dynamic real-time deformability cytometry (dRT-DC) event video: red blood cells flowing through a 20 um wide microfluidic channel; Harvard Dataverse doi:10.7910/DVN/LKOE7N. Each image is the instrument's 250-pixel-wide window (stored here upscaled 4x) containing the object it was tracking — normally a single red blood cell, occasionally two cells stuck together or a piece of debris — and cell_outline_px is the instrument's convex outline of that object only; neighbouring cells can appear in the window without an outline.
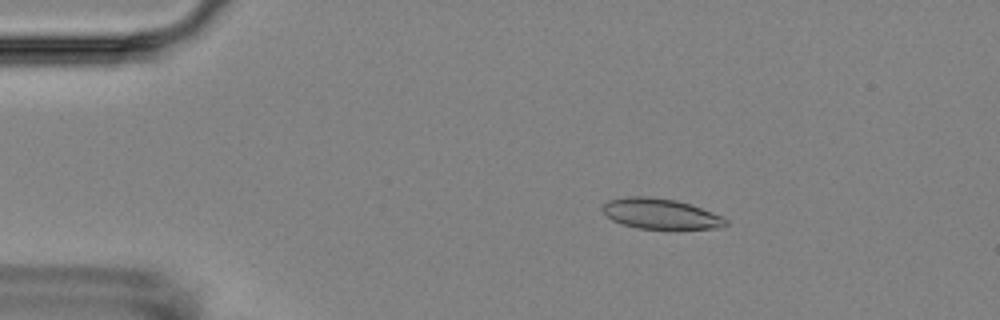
{"species": "Egyptian fruit bat (a non-hibernating species)", "species_latin": "Rousettus aegyptiacus", "temperature_condition": "room temperature", "stored_images_in_passage": 3, "camera_frame_rate_fps": 3000, "um_per_image_px": 0.085, "animal": {"sex": "female"}, "frame": {"image": 1, "passage_image": 2, "time_ms": 1.333, "image_size_px": [1000, 320], "cell_outline_px": [[728, 224], [716, 228], [636, 228], [612, 220], [600, 208], [608, 200], [628, 196], [648, 196], [676, 200], [700, 208], [720, 216], [728, 220]], "centroid_in_image_um": [56.09, 18.16], "position_along_channel_um": 28.9, "area_um2": 21.39}}